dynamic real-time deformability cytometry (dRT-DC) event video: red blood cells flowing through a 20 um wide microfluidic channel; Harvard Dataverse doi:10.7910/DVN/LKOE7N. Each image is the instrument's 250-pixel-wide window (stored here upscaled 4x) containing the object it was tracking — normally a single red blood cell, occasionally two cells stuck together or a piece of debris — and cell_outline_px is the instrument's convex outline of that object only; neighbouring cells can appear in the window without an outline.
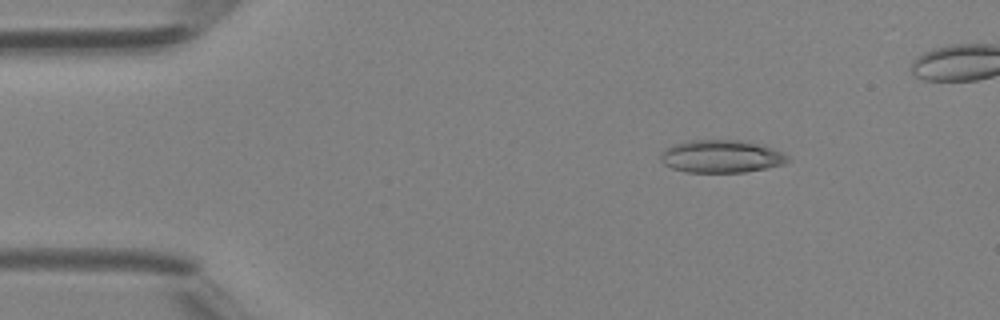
{"species": "Egyptian fruit bat (a non-hibernating species)", "species_latin": "Rousettus aegyptiacus", "temperature_condition": "room temperature", "stored_images_in_passage": 12, "camera_frame_rate_fps": 3000, "um_per_image_px": 0.085, "animal": {"sex": "female"}, "frame": {"image": 1, "passage_image": 7, "time_ms": 2.0, "image_size_px": [1000, 320], "cell_outline_px": [[788, 160], [784, 164], [768, 168], [744, 172], [688, 172], [672, 168], [664, 164], [660, 160], [660, 152], [664, 148], [672, 144], [688, 140], [740, 140], [772, 148], [784, 152], [788, 156]], "centroid_in_image_um": [61.27, 13.29], "position_along_channel_um": 23.7, "area_um2": 24.33}}